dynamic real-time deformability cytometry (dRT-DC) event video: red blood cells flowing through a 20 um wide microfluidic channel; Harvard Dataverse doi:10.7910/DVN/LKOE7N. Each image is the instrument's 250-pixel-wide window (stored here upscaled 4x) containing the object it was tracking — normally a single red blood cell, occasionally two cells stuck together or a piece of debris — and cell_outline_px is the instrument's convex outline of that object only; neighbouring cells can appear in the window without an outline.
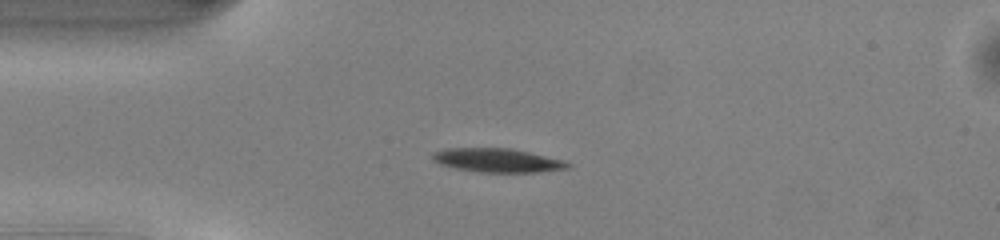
{"species": "common noctule bat (a hibernating species)", "species_latin": "Nyctalus noctula", "temperature_condition": "warm", "stored_images_in_passage": 38, "camera_frame_rate_fps": 3000, "um_per_image_px": 0.085, "animal": {"sex": "male", "body_mass_g": 13.0, "forearm_length_mm": 53.1}, "frame": {"image": 1, "passage_image": 1, "time_ms": 0.0, "image_size_px": [1000, 240], "cell_outline_px": [[572, 164], [568, 168], [540, 172], [480, 172], [456, 168], [440, 164], [432, 160], [432, 152], [444, 148], [512, 148], [564, 160]], "centroid_in_image_um": [42.27, 13.62], "position_along_channel_um": 42.7, "area_um2": 18.84}}
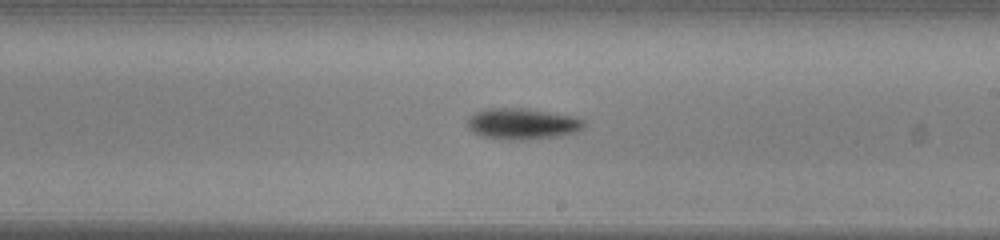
{"frame": {"image": 2, "passage_image": 17, "time_ms": 5.333, "image_size_px": [1000, 240], "cell_outline_px": [[584, 128], [576, 132], [556, 136], [528, 140], [508, 140], [484, 136], [468, 128], [468, 120], [476, 112], [488, 108], [524, 108], [572, 116], [584, 120]], "centroid_in_image_um": [44.42, 10.53], "position_along_channel_um": 244.6, "area_um2": 20.81}}
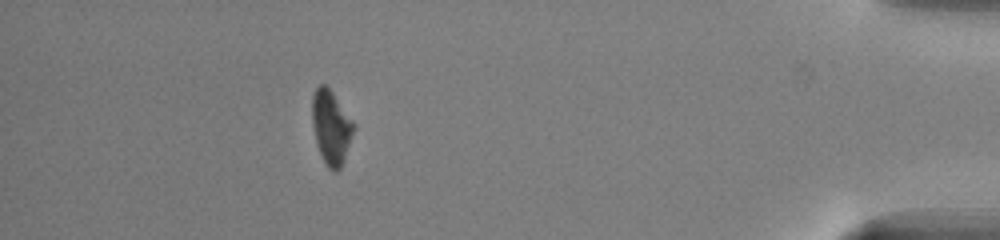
{"frame": {"image": 3, "passage_image": 33, "time_ms": 10.667, "image_size_px": [1000, 240], "cell_outline_px": [[356, 128], [344, 160], [340, 168], [336, 172], [328, 168], [324, 164], [316, 144], [312, 124], [312, 96], [316, 88], [320, 84], [324, 84], [332, 92], [356, 124]], "centroid_in_image_um": [28.15, 10.84], "position_along_channel_um": 407.0, "area_um2": 18.15}, "authors_computed_cell_mechanics": {"area_um2": 19.2763, "velocity_mm_per_s": 4.1456, "shape_relaxation_time_tau1_ms": 1.6072, "shape_relaxation_time_tau2_ms": null, "deformation_change_tau1": 0.1176, "deformation_change_tau2": null}}